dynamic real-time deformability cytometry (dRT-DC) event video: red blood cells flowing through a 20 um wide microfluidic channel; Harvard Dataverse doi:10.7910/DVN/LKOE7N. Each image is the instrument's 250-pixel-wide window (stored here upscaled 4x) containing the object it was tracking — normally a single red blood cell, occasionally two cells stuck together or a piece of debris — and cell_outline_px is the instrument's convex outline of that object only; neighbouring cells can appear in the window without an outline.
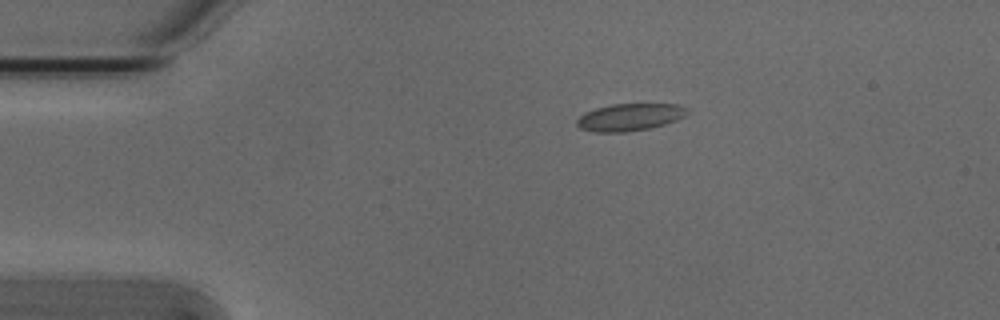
{"species": "Egyptian fruit bat (a non-hibernating species)", "species_latin": "Rousettus aegyptiacus", "temperature_condition": "cold", "stored_images_in_passage": 6, "camera_frame_rate_fps": 3000, "um_per_image_px": 0.085, "animal": {"sex": "male"}, "frame": {"image": 1, "passage_image": 1, "time_ms": 0.0, "image_size_px": [1000, 320], "cell_outline_px": [[688, 112], [684, 116], [676, 120], [652, 128], [624, 132], [592, 132], [580, 128], [576, 124], [576, 120], [584, 112], [596, 108], [612, 104], [680, 104], [688, 108]], "centroid_in_image_um": [53.52, 9.96], "position_along_channel_um": 31.5, "area_um2": 17.63}}